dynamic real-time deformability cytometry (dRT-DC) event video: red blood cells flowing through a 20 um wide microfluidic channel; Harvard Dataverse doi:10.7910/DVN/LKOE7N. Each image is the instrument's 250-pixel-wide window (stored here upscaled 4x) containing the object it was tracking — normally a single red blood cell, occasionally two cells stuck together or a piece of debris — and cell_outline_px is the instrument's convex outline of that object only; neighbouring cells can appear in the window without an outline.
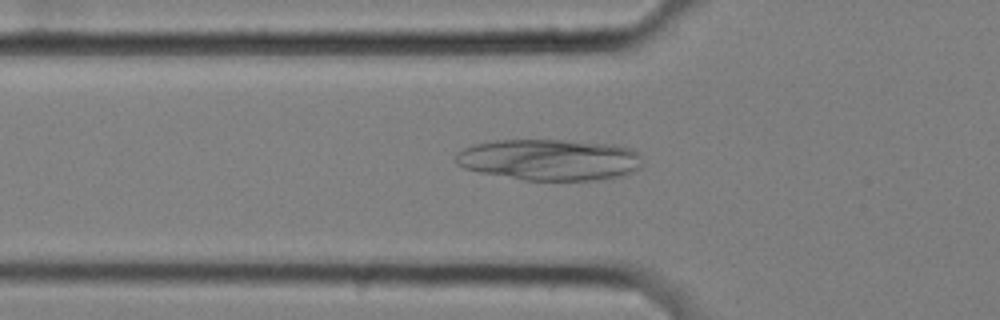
{"species": "common noctule bat (a hibernating species)", "species_latin": "Nyctalus noctula", "temperature_condition": "cold", "stored_images_in_passage": 54, "camera_frame_rate_fps": 3000, "um_per_image_px": 0.085, "animal": {"sex": "female", "body_mass_g": 25.1}, "frame": {"image": 1, "passage_image": 17, "time_ms": 5.333, "image_size_px": [1000, 320], "cell_outline_px": [[640, 168], [624, 176], [596, 180], [524, 180], [480, 172], [464, 168], [456, 164], [456, 152], [472, 144], [496, 140], [560, 140], [616, 144], [632, 148], [636, 152], [640, 164]], "centroid_in_image_um": [46.69, 13.57], "position_along_channel_um": 79.1, "area_um2": 45.03}}
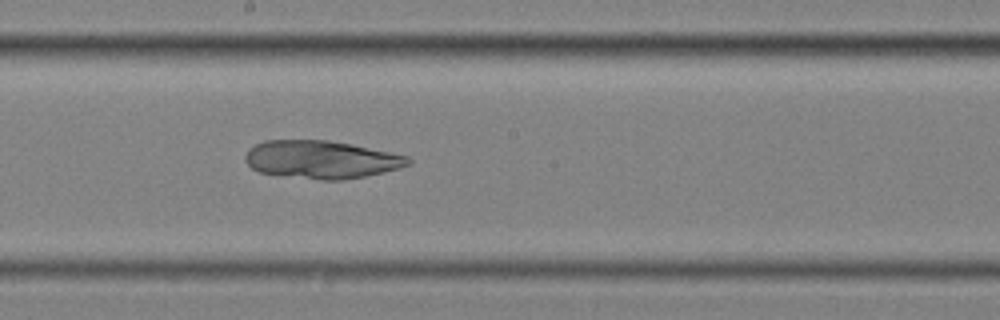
{"frame": {"image": 2, "passage_image": 29, "time_ms": 9.333, "image_size_px": [1000, 320], "cell_outline_px": [[412, 164], [400, 168], [384, 172], [344, 180], [320, 180], [260, 172], [252, 168], [244, 160], [244, 156], [256, 144], [264, 140], [328, 140], [352, 144], [408, 156], [412, 160]], "centroid_in_image_um": [27.35, 13.56], "position_along_channel_um": 220.9, "area_um2": 35.89}}
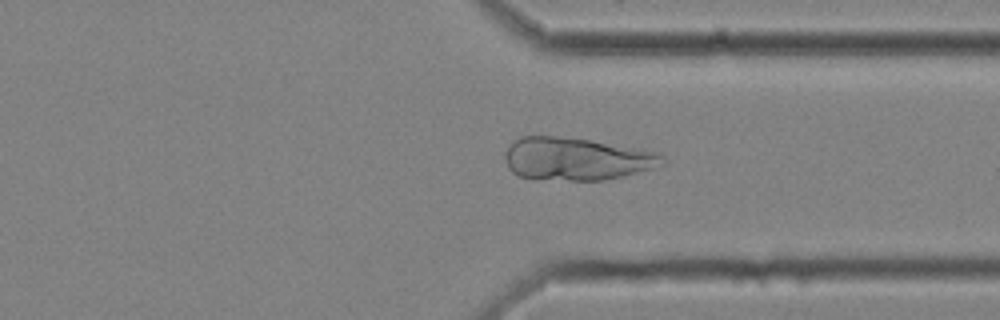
{"frame": {"image": 3, "passage_image": 41, "time_ms": 13.333, "image_size_px": [1000, 320], "cell_outline_px": [[664, 164], [636, 172], [604, 180], [572, 180], [516, 176], [508, 168], [504, 156], [504, 152], [520, 136], [556, 136], [588, 140], [660, 152], [664, 156]], "centroid_in_image_um": [48.98, 13.49], "position_along_channel_um": 362.4, "area_um2": 38.61}}